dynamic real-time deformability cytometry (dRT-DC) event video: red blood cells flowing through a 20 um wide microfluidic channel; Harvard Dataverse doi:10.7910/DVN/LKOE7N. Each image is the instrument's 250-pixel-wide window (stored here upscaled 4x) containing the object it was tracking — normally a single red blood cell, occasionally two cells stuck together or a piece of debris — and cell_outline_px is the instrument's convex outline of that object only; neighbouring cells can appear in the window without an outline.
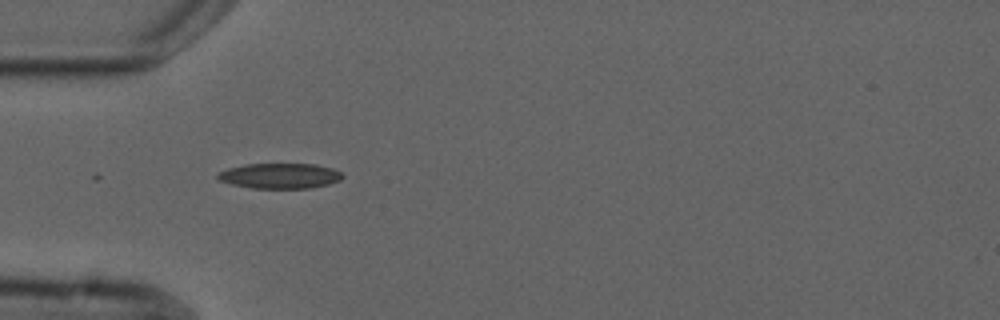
{"species": "common noctule bat (a hibernating species)", "species_latin": "Nyctalus noctula", "temperature_condition": "cold", "stored_images_in_passage": 3, "camera_frame_rate_fps": 3000, "um_per_image_px": 0.085, "animal": {"sex": "male", "forearm_length_mm": 52.5}, "frame": {"image": 1, "passage_image": 2, "time_ms": 1.333, "image_size_px": [1000, 320], "cell_outline_px": [[344, 176], [340, 180], [328, 184], [312, 188], [252, 188], [232, 184], [216, 180], [216, 172], [228, 168], [244, 164], [316, 164], [332, 168], [340, 172]], "centroid_in_image_um": [23.75, 14.94], "position_along_channel_um": 61.3, "area_um2": 18.55}}
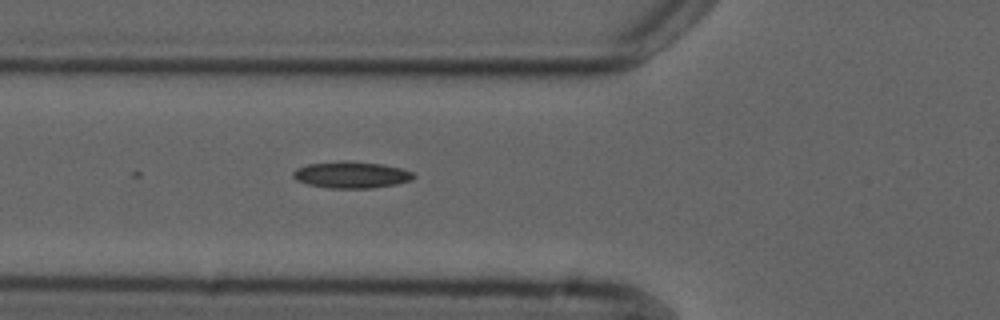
{"frame": {"image": 2, "passage_image": 3, "time_ms": 2.333, "image_size_px": [1000, 320], "cell_outline_px": [[416, 176], [412, 180], [396, 184], [372, 188], [328, 188], [308, 184], [296, 180], [292, 176], [292, 172], [296, 168], [308, 164], [340, 160], [348, 160], [384, 164], [400, 168], [412, 172]], "centroid_in_image_um": [29.85, 14.85], "position_along_channel_um": 95.9, "area_um2": 18.9}}